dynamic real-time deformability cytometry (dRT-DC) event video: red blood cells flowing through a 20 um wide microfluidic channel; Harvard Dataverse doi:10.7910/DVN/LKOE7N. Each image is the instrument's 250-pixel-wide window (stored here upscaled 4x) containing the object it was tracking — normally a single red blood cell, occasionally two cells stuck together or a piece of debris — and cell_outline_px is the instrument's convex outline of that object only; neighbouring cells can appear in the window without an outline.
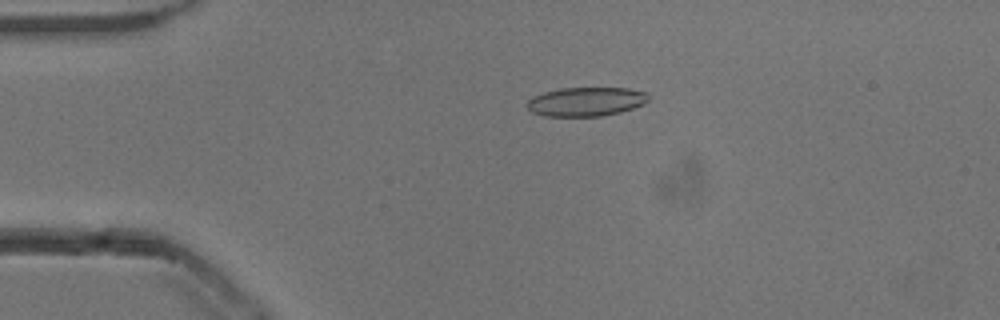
{"species": "common noctule bat (a hibernating species)", "species_latin": "Nyctalus noctula", "temperature_condition": "cold", "stored_images_in_passage": 54, "camera_frame_rate_fps": 3000, "um_per_image_px": 0.085, "animal": {"sex": "male", "body_mass_g": 13.3}, "frame": {"image": 1, "passage_image": 12, "time_ms": 3.667, "image_size_px": [1000, 320], "cell_outline_px": [[648, 100], [644, 104], [620, 112], [604, 116], [544, 116], [532, 112], [528, 108], [528, 100], [544, 92], [560, 88], [628, 88], [648, 92]], "centroid_in_image_um": [49.85, 8.64], "position_along_channel_um": 35.2, "area_um2": 20.46}}
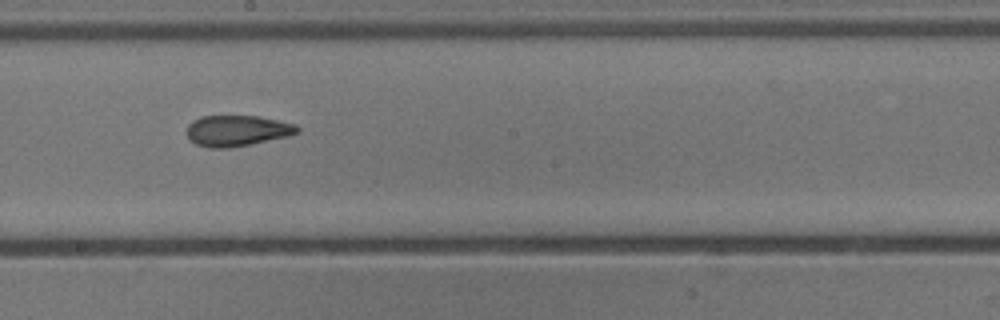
{"frame": {"image": 2, "passage_image": 30, "time_ms": 9.667, "image_size_px": [1000, 320], "cell_outline_px": [[300, 132], [288, 136], [228, 148], [208, 148], [196, 144], [188, 136], [188, 124], [192, 120], [200, 116], [260, 116], [296, 124], [300, 128]], "centroid_in_image_um": [20.17, 11.1], "position_along_channel_um": 228.0, "area_um2": 19.83}}
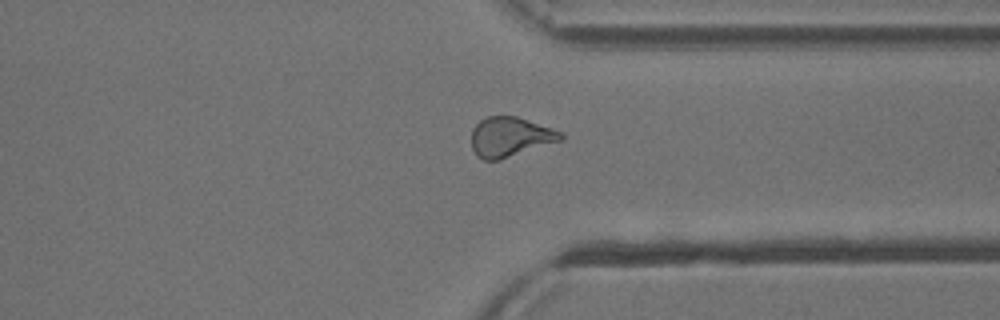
{"frame": {"image": 3, "passage_image": 41, "time_ms": 13.333, "image_size_px": [1000, 320], "cell_outline_px": [[564, 140], [500, 160], [484, 160], [476, 156], [472, 148], [472, 128], [480, 120], [488, 116], [516, 116], [552, 128], [560, 132], [564, 136]], "centroid_in_image_um": [43.36, 11.65], "position_along_channel_um": 368.0, "area_um2": 20.81}, "authors_computed_cell_mechanics": {"area_um2": 20.6924, "velocity_mm_per_s": 3.8533, "shape_relaxation_time_tau1_ms": 8.0126, "shape_relaxation_time_tau2_ms": 2.1183, "deformation_change_tau1": 0.1947, "deformation_change_tau2": 0.074}}